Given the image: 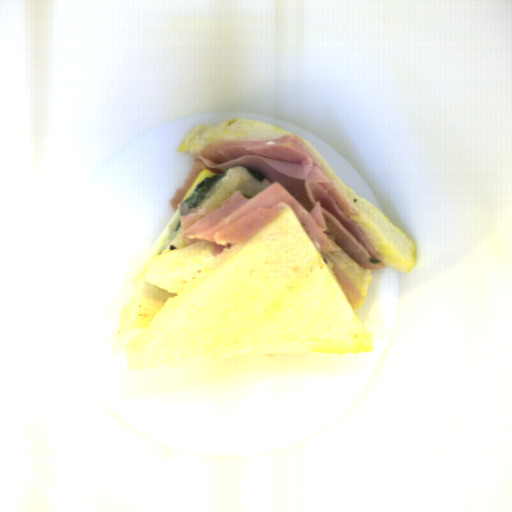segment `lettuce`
I'll list each match as a JSON object with an SVG mask.
<instances>
[{
	"label": "lettuce",
	"mask_w": 512,
	"mask_h": 512,
	"mask_svg": "<svg viewBox=\"0 0 512 512\" xmlns=\"http://www.w3.org/2000/svg\"><path fill=\"white\" fill-rule=\"evenodd\" d=\"M370 262H372L373 264H376V263L382 264V261L376 260L374 257H370Z\"/></svg>",
	"instance_id": "88b5c38a"
},
{
	"label": "lettuce",
	"mask_w": 512,
	"mask_h": 512,
	"mask_svg": "<svg viewBox=\"0 0 512 512\" xmlns=\"http://www.w3.org/2000/svg\"><path fill=\"white\" fill-rule=\"evenodd\" d=\"M246 169H247L248 173L251 174L252 176H254L256 178V180L259 181L260 183L266 179L263 176H261L260 174H258L257 172H255L254 170L247 168V167H246Z\"/></svg>",
	"instance_id": "494a5c6d"
},
{
	"label": "lettuce",
	"mask_w": 512,
	"mask_h": 512,
	"mask_svg": "<svg viewBox=\"0 0 512 512\" xmlns=\"http://www.w3.org/2000/svg\"><path fill=\"white\" fill-rule=\"evenodd\" d=\"M181 227H182V224H181V220H180L175 231L176 232L179 231Z\"/></svg>",
	"instance_id": "6d97cf82"
},
{
	"label": "lettuce",
	"mask_w": 512,
	"mask_h": 512,
	"mask_svg": "<svg viewBox=\"0 0 512 512\" xmlns=\"http://www.w3.org/2000/svg\"><path fill=\"white\" fill-rule=\"evenodd\" d=\"M229 169L222 171L221 174H213L209 177L201 180L191 191L189 196L183 203H186L188 207L197 208L201 201L207 196V194L214 188V186L224 177L228 175Z\"/></svg>",
	"instance_id": "9fb2a089"
}]
</instances>
